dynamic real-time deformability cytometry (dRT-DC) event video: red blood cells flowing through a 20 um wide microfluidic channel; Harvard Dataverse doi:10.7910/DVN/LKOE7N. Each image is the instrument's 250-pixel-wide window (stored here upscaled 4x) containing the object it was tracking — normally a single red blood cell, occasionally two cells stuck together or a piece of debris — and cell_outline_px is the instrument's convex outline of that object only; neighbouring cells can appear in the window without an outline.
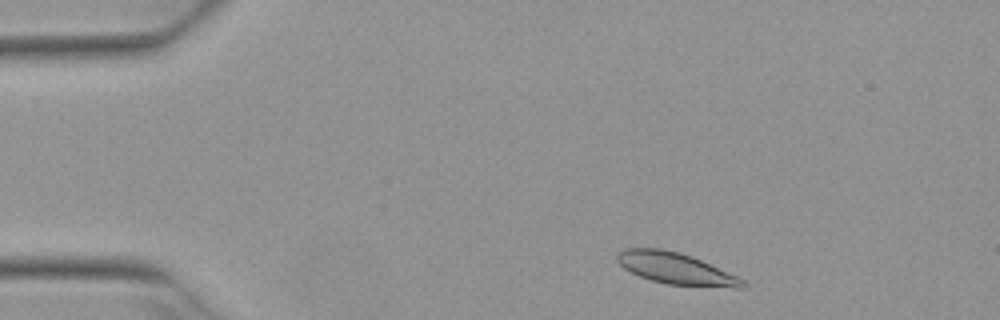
{"species": "Egyptian fruit bat (a non-hibernating species)", "species_latin": "Rousettus aegyptiacus", "temperature_condition": "warm", "stored_images_in_passage": 6, "camera_frame_rate_fps": 3000, "um_per_image_px": 0.085, "animal": {"sex": "female"}, "frame": {"image": 1, "passage_image": 1, "time_ms": 0.0, "image_size_px": [1000, 320], "cell_outline_px": [[748, 284], [744, 288], [736, 288], [668, 284], [652, 280], [640, 276], [624, 268], [616, 260], [616, 252], [624, 248], [660, 248], [680, 252], [692, 256], [736, 276], [744, 280]], "centroid_in_image_um": [57.42, 22.81], "position_along_channel_um": 27.6, "area_um2": 22.95}}
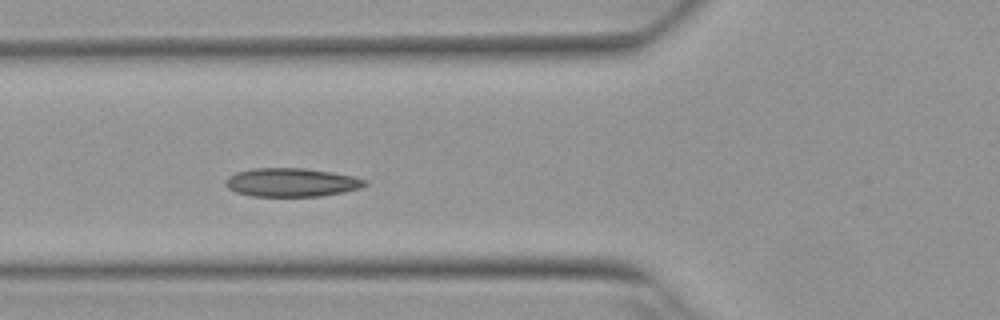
{"frame": {"image": 2, "passage_image": 4, "time_ms": 1.0, "image_size_px": [1000, 320], "cell_outline_px": [[368, 184], [360, 188], [344, 192], [320, 196], [252, 196], [236, 192], [228, 188], [224, 184], [224, 180], [228, 176], [236, 172], [252, 168], [304, 168], [332, 172], [352, 176], [368, 180]], "centroid_in_image_um": [24.77, 15.5], "position_along_channel_um": 101.0, "area_um2": 23.35}}
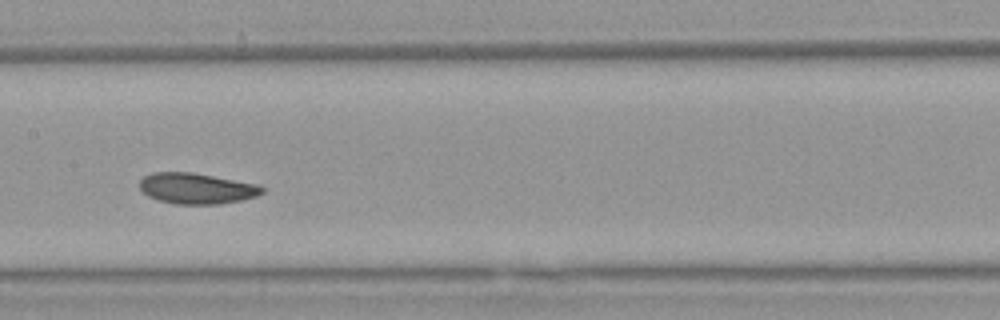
{"frame": {"image": 3, "passage_image": 6, "time_ms": 1.667, "image_size_px": [1000, 320], "cell_outline_px": [[264, 192], [256, 196], [240, 200], [220, 204], [176, 204], [160, 200], [148, 196], [140, 188], [140, 180], [144, 176], [152, 172], [192, 172], [256, 184], [264, 188]], "centroid_in_image_um": [16.69, 16.01], "position_along_channel_um": 190.7, "area_um2": 21.79}}